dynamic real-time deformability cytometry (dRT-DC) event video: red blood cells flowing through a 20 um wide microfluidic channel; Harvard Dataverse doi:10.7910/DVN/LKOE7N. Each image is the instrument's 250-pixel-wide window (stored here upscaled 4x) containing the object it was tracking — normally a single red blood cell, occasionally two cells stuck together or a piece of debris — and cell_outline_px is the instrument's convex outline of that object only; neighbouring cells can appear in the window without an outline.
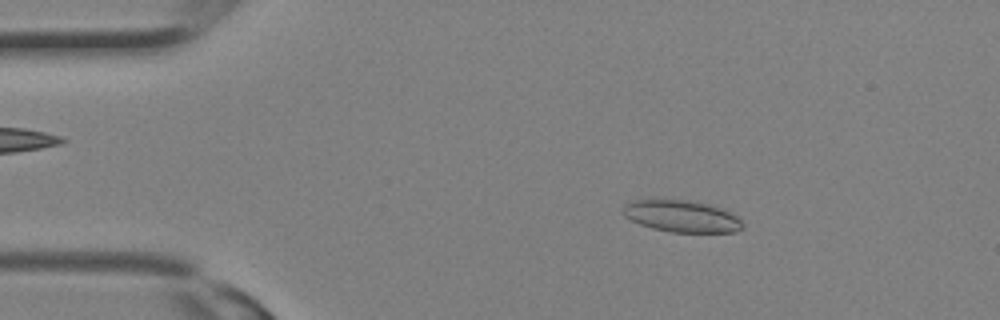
{"species": "Egyptian fruit bat (a non-hibernating species)", "species_latin": "Rousettus aegyptiacus", "temperature_condition": "room temperature", "stored_images_in_passage": 11, "camera_frame_rate_fps": 3000, "um_per_image_px": 0.085, "animal": {"sex": "female"}, "frame": {"image": 1, "passage_image": 5, "time_ms": 1.333, "image_size_px": [1000, 320], "cell_outline_px": [[744, 228], [736, 232], [672, 232], [652, 228], [640, 224], [624, 216], [624, 204], [628, 200], [692, 200], [724, 208], [736, 216], [744, 224]], "centroid_in_image_um": [57.98, 18.38], "position_along_channel_um": 27.0, "area_um2": 22.25}}
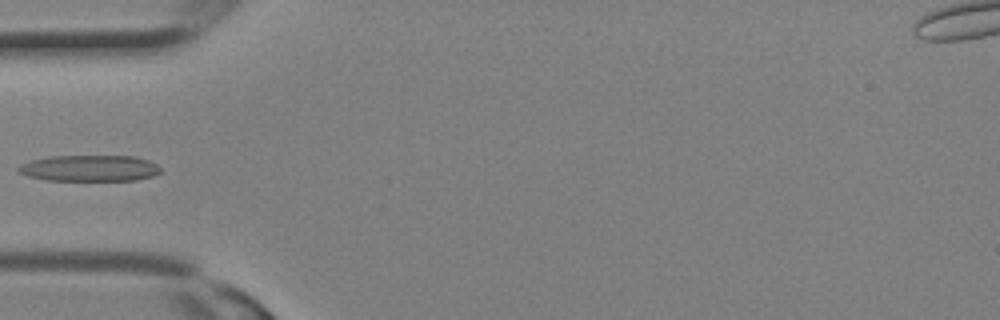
{"frame": {"image": 2, "passage_image": 10, "time_ms": 3.0, "image_size_px": [1000, 320], "cell_outline_px": [[160, 172], [152, 176], [136, 180], [44, 180], [28, 176], [20, 172], [16, 168], [20, 164], [28, 160], [48, 156], [132, 156], [148, 160], [156, 164], [160, 168]], "centroid_in_image_um": [7.56, 14.29], "position_along_channel_um": 77.4, "area_um2": 21.73}}